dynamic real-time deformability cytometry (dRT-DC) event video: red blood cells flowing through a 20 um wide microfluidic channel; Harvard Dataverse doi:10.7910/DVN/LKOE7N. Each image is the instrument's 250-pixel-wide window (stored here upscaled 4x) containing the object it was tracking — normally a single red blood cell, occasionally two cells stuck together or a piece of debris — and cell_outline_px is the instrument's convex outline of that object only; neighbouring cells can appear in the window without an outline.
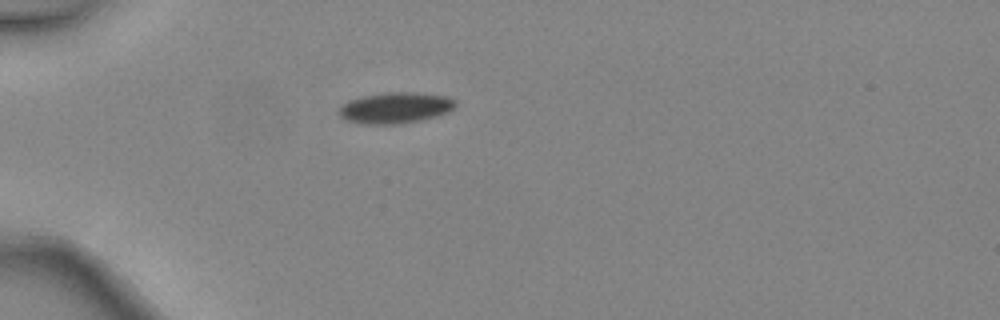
{"species": "common noctule bat (a hibernating species)", "species_latin": "Nyctalus noctula", "temperature_condition": "warm", "stored_images_in_passage": 2, "camera_frame_rate_fps": 3000, "um_per_image_px": 0.085, "animal": {"sex": "female", "body_mass_g": 24.6, "forearm_length_mm": 56.2}, "frame": {"image": 1, "passage_image": 1, "time_ms": 0.0, "image_size_px": [1000, 320], "cell_outline_px": [[456, 104], [448, 112], [436, 116], [420, 120], [396, 124], [364, 124], [344, 120], [336, 112], [348, 100], [360, 96], [388, 92], [412, 92], [444, 96], [456, 100]], "centroid_in_image_um": [33.55, 9.16], "position_along_channel_um": 51.5, "area_um2": 21.04}}